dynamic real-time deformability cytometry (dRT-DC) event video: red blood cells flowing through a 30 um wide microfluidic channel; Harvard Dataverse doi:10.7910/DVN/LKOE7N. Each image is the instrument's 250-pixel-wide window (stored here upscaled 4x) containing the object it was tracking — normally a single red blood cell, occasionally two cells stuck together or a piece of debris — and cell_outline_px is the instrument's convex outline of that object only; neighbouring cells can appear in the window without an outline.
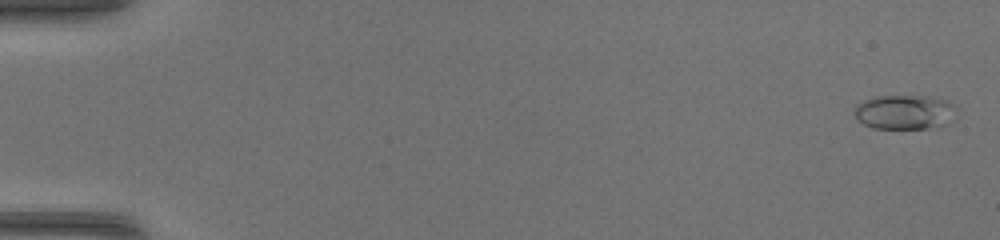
{"species": "common noctule bat (a hibernating species)", "species_latin": "Nyctalus noctula", "temperature_condition": "warm", "stored_images_in_passage": 46, "camera_frame_rate_fps": 3000, "um_per_image_px": 0.085, "animal": {"sex": "female", "body_mass_g": 17.0, "forearm_length_mm": 48.0}, "frame": {"image": 1, "passage_image": 1, "time_ms": 0.0, "image_size_px": [1000, 240], "cell_outline_px": [[956, 120], [948, 124], [928, 128], [872, 128], [864, 124], [852, 112], [856, 104], [864, 100], [880, 96], [928, 96], [948, 100], [956, 108]], "centroid_in_image_um": [76.94, 9.53], "position_along_channel_um": 8.1, "area_um2": 20.75}}
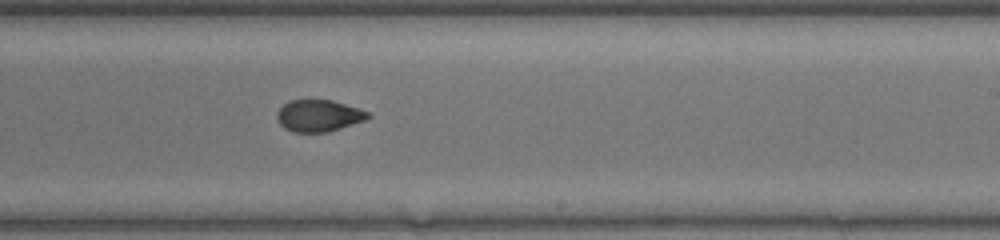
{"frame": {"image": 2, "passage_image": 29, "time_ms": 9.333, "image_size_px": [1000, 240], "cell_outline_px": [[372, 116], [364, 120], [328, 132], [292, 132], [284, 128], [280, 124], [276, 116], [276, 112], [288, 100], [332, 100], [368, 112]], "centroid_in_image_um": [27.04, 9.84], "position_along_channel_um": 262.0, "area_um2": 16.7}}
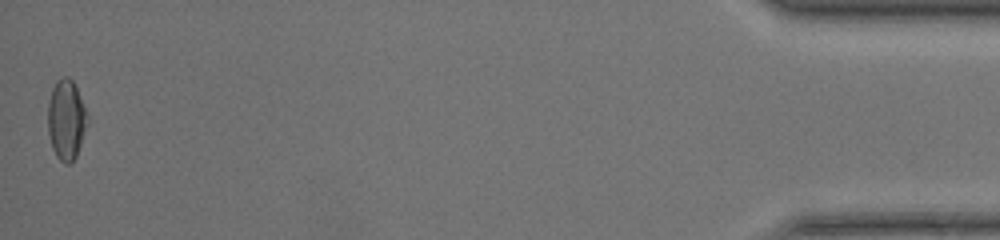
{"frame": {"image": 3, "passage_image": 46, "time_ms": 15.0, "image_size_px": [1000, 240], "cell_outline_px": [[88, 124], [76, 156], [68, 164], [64, 164], [56, 156], [52, 148], [48, 132], [48, 100], [52, 88], [56, 80], [64, 76], [68, 76], [72, 80], [76, 88], [88, 116]], "centroid_in_image_um": [5.62, 10.17], "position_along_channel_um": 429.6, "area_um2": 18.44}}